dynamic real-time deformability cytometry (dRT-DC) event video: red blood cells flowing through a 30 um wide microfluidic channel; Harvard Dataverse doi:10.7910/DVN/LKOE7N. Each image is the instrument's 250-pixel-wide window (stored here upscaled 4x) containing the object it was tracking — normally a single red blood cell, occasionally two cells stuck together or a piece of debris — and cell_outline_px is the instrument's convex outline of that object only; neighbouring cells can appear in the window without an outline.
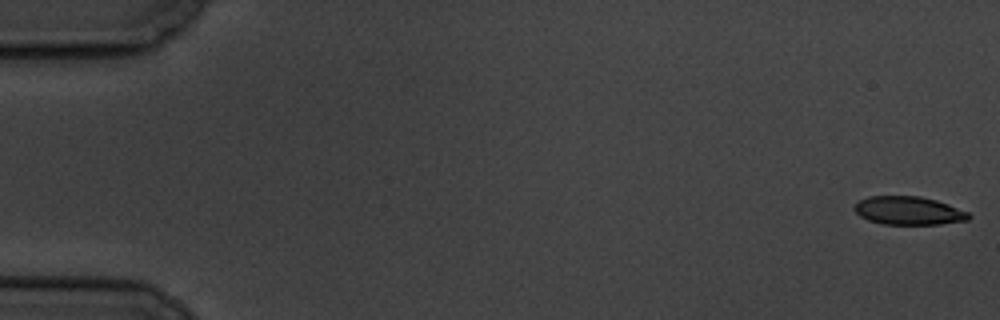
{"species": "common noctule bat (a hibernating species)", "species_latin": "Nyctalus noctula", "temperature_condition": "cold", "stored_images_in_passage": 5, "camera_frame_rate_fps": 3000, "um_per_image_px": 0.085, "animal": {"sex": "male", "body_mass_g": 19.5, "forearm_length_mm": 54.6}, "frame": {"image": 1, "passage_image": 1, "time_ms": 0.0, "image_size_px": [1000, 320], "cell_outline_px": [[972, 216], [968, 220], [940, 224], [884, 224], [868, 220], [860, 216], [852, 208], [860, 200], [868, 196], [920, 196], [936, 200], [948, 204], [968, 212]], "centroid_in_image_um": [77.23, 17.9], "position_along_channel_um": 7.8, "area_um2": 18.84}}
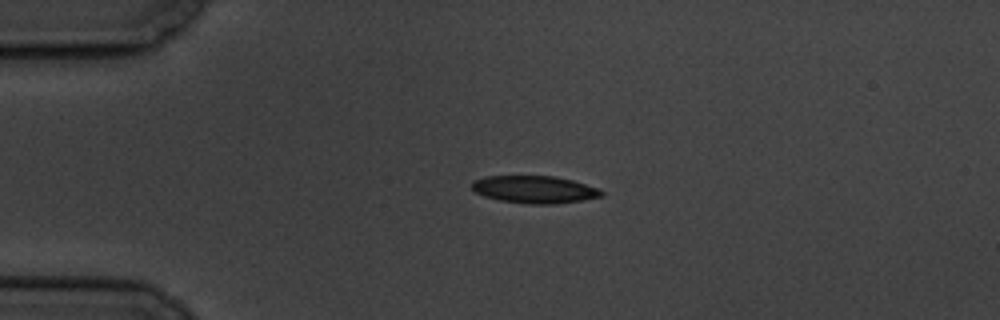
{"frame": {"image": 2, "passage_image": 4, "time_ms": 4.333, "image_size_px": [1000, 320], "cell_outline_px": [[604, 196], [556, 204], [528, 204], [500, 200], [484, 196], [476, 192], [472, 188], [472, 180], [484, 176], [556, 176], [572, 180], [600, 188], [604, 192]], "centroid_in_image_um": [45.45, 16.1], "position_along_channel_um": 39.6, "area_um2": 20.81}}